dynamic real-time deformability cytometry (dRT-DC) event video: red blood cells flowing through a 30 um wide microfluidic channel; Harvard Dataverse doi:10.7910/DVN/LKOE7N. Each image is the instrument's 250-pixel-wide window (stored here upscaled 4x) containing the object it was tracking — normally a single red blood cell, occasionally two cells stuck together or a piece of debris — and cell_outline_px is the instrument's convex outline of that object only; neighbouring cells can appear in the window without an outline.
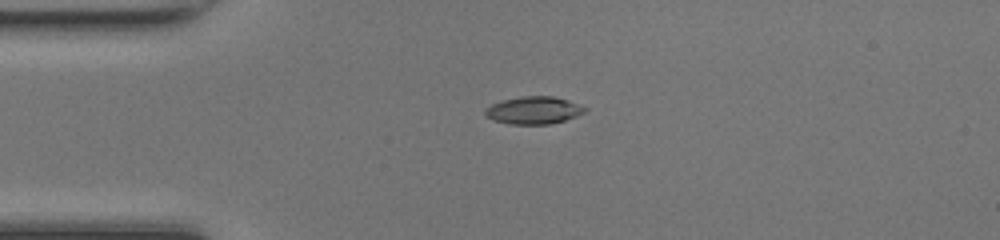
{"species": "common noctule bat (a hibernating species)", "species_latin": "Nyctalus noctula", "temperature_condition": "room temperature", "stored_images_in_passage": 38, "camera_frame_rate_fps": 3000, "um_per_image_px": 0.085, "animal": {"sex": "female", "body_mass_g": 17.0, "forearm_length_mm": 48.0}, "frame": {"image": 1, "passage_image": 1, "time_ms": 0.0, "image_size_px": [1000, 240], "cell_outline_px": [[588, 108], [584, 112], [576, 116], [552, 124], [508, 124], [492, 120], [484, 112], [484, 108], [500, 100], [524, 96], [552, 96], [568, 100]], "centroid_in_image_um": [45.34, 9.37], "position_along_channel_um": 39.7, "area_um2": 16.01}}
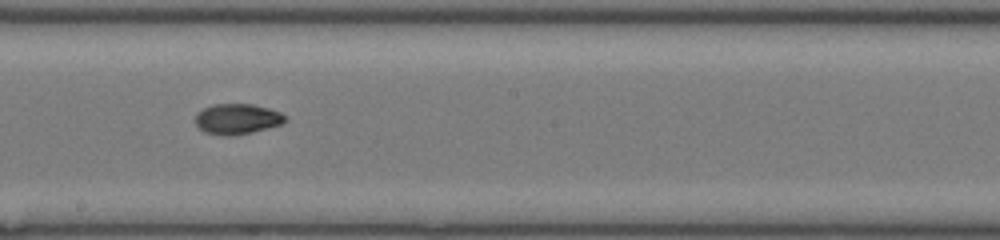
{"frame": {"image": 2, "passage_image": 16, "time_ms": 5.0, "image_size_px": [1000, 240], "cell_outline_px": [[288, 120], [280, 124], [252, 132], [232, 136], [224, 136], [204, 132], [196, 124], [196, 112], [212, 104], [252, 104], [268, 108], [280, 112], [288, 116]], "centroid_in_image_um": [20.16, 10.11], "position_along_channel_um": 228.0, "area_um2": 16.01}}
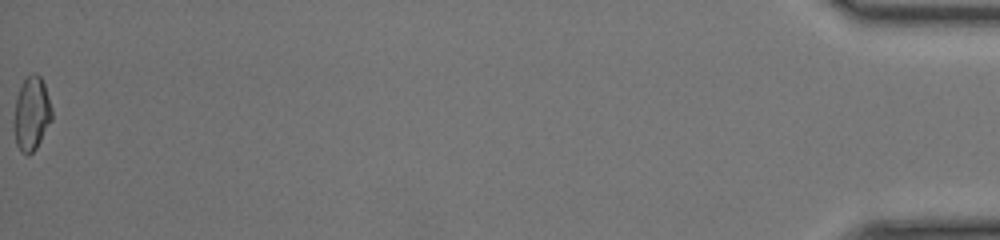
{"frame": {"image": 3, "passage_image": 38, "time_ms": 12.333, "image_size_px": [1000, 240], "cell_outline_px": [[52, 120], [36, 148], [28, 156], [20, 152], [16, 144], [12, 128], [12, 120], [16, 96], [24, 80], [32, 72], [36, 72], [40, 76], [44, 84], [52, 108]], "centroid_in_image_um": [2.65, 9.69], "position_along_channel_um": 432.6, "area_um2": 16.7}, "authors_computed_cell_mechanics": {"area_um2": 16.0106, "velocity_mm_per_s": 4.3014, "shape_relaxation_time_tau1_ms": 5.6931, "shape_relaxation_time_tau2_ms": 4.4669, "deformation_change_tau1": 0.1672, "deformation_change_tau2": 0.0809}}